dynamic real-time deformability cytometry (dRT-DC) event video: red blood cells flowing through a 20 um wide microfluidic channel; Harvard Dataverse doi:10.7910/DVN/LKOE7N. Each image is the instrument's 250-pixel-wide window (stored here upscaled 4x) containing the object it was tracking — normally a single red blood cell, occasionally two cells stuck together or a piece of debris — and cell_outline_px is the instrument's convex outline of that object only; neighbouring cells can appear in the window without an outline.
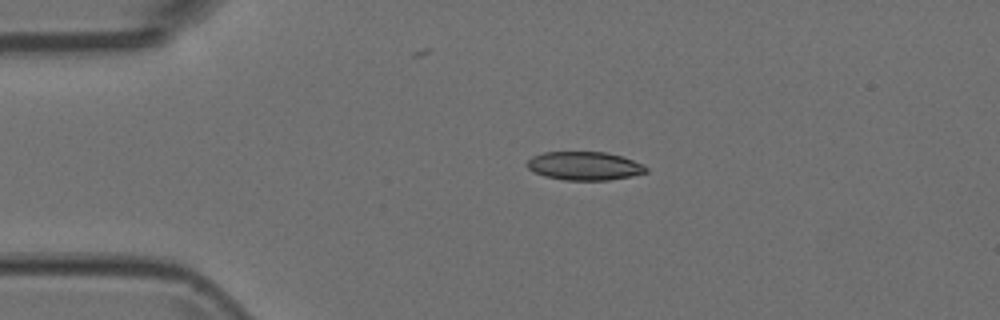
{"species": "Egyptian fruit bat (a non-hibernating species)", "species_latin": "Rousettus aegyptiacus", "temperature_condition": "room temperature", "stored_images_in_passage": 3, "camera_frame_rate_fps": 3000, "um_per_image_px": 0.085, "animal": {"sex": "female"}, "frame": {"image": 1, "passage_image": 2, "time_ms": 0.333, "image_size_px": [1000, 320], "cell_outline_px": [[648, 172], [632, 176], [608, 180], [564, 180], [544, 176], [528, 168], [528, 160], [532, 156], [544, 152], [604, 152], [620, 156], [632, 160], [648, 168]], "centroid_in_image_um": [49.68, 14.11], "position_along_channel_um": 35.3, "area_um2": 19.54}}